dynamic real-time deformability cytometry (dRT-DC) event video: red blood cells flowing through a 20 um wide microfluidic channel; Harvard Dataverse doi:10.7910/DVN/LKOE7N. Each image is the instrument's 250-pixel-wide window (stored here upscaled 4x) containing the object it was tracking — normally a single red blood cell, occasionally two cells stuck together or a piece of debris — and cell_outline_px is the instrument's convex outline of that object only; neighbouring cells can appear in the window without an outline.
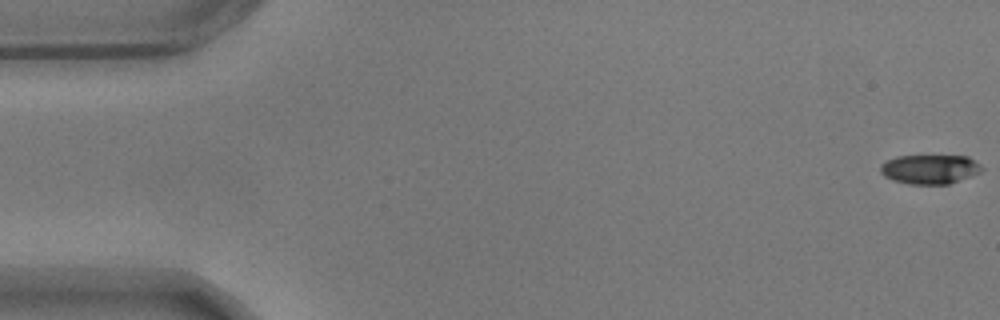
{"species": "common noctule bat (a hibernating species)", "species_latin": "Nyctalus noctula", "temperature_condition": "warm", "stored_images_in_passage": 13, "camera_frame_rate_fps": 3000, "um_per_image_px": 0.085, "animal": {"sex": "male", "body_mass_g": 17.9}, "frame": {"image": 1, "passage_image": 1, "time_ms": 0.0, "image_size_px": [1000, 320], "cell_outline_px": [[984, 168], [980, 172], [948, 184], [908, 184], [892, 180], [884, 176], [880, 172], [880, 164], [896, 156], [968, 156], [980, 164]], "centroid_in_image_um": [79.01, 14.38], "position_along_channel_um": 6.0, "area_um2": 17.28}}
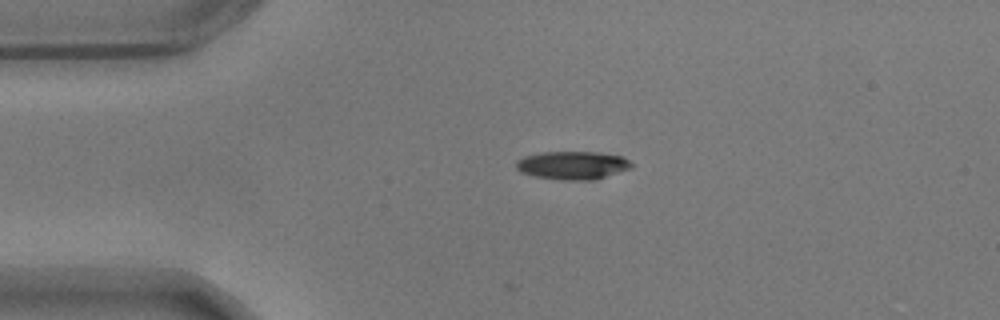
{"frame": {"image": 2, "passage_image": 13, "time_ms": 4.0, "image_size_px": [1000, 320], "cell_outline_px": [[632, 168], [596, 180], [560, 180], [532, 176], [520, 172], [516, 168], [516, 160], [524, 156], [544, 152], [600, 152], [624, 156], [632, 164]], "centroid_in_image_um": [48.68, 14.05], "position_along_channel_um": 36.3, "area_um2": 19.25}}